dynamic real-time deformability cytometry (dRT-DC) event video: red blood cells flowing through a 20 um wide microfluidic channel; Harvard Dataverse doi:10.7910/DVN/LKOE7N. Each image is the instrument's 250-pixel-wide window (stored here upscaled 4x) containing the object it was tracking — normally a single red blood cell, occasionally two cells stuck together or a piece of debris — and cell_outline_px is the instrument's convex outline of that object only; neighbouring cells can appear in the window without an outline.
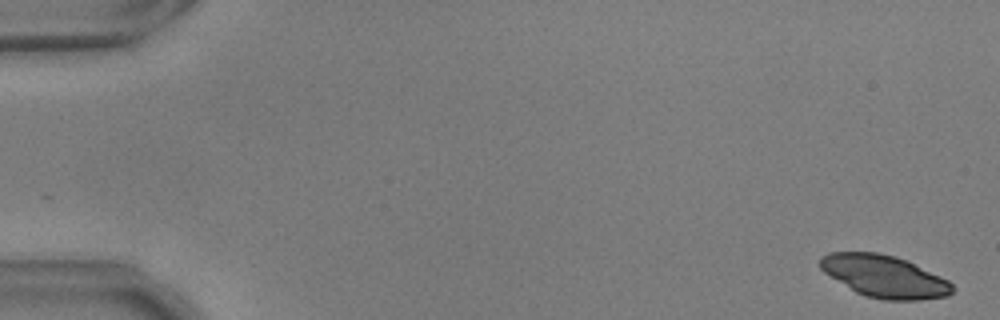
{"species": "common noctule bat (a hibernating species)", "species_latin": "Nyctalus noctula", "temperature_condition": "warm", "stored_images_in_passage": 55, "camera_frame_rate_fps": 3000, "um_per_image_px": 0.085, "animal": {"sex": "male", "body_mass_g": 17.9, "forearm_length_mm": 54.2}, "frame": {"image": 1, "passage_image": 2, "time_ms": 0.333, "image_size_px": [1000, 320], "cell_outline_px": [[956, 288], [948, 296], [920, 300], [884, 300], [864, 296], [856, 292], [824, 272], [820, 268], [820, 256], [828, 252], [880, 252], [904, 260], [940, 276], [948, 280]], "centroid_in_image_um": [75.16, 23.5], "position_along_channel_um": 9.8, "area_um2": 32.31}}